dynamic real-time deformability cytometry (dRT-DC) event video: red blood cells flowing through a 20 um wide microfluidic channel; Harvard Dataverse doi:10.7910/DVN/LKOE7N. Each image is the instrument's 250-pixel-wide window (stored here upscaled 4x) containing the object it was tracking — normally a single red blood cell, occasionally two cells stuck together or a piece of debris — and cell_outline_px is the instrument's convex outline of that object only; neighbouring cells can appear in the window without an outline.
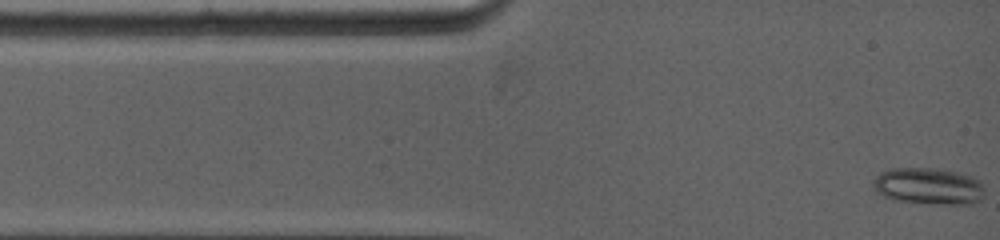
{"species": "common noctule bat (a hibernating species)", "species_latin": "Nyctalus noctula", "temperature_condition": "warm", "stored_images_in_passage": 32, "camera_frame_rate_fps": 5000, "um_per_image_px": 0.085, "animal": {"sex": "female", "body_mass_g": 19.0, "forearm_length_mm": 53.3}, "frame": {"image": 1, "passage_image": 1, "time_ms": 0.0, "image_size_px": [1000, 240], "cell_outline_px": [[984, 196], [980, 200], [972, 204], [940, 204], [892, 200], [876, 192], [872, 188], [872, 184], [876, 176], [880, 172], [892, 168], [936, 168], [964, 172], [980, 180], [984, 188]], "centroid_in_image_um": [78.95, 15.81], "position_along_channel_um": 6.1, "area_um2": 24.33}}
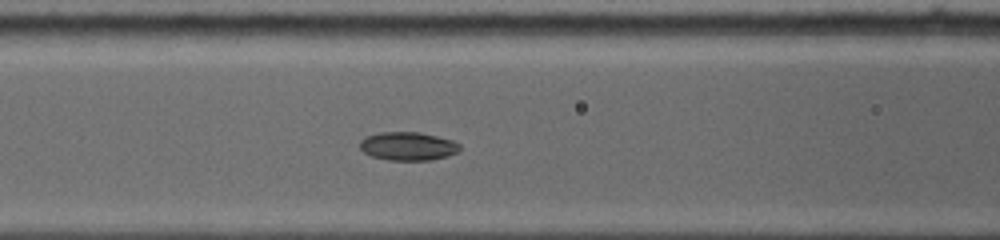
{"frame": {"image": 2, "passage_image": 24, "time_ms": 4.4, "image_size_px": [1000, 240], "cell_outline_px": [[460, 148], [456, 152], [448, 156], [432, 160], [388, 160], [372, 156], [364, 152], [360, 148], [360, 140], [368, 136], [380, 132], [420, 132], [452, 140], [460, 144]], "centroid_in_image_um": [34.68, 12.43], "position_along_channel_um": 131.9, "area_um2": 16.47}}
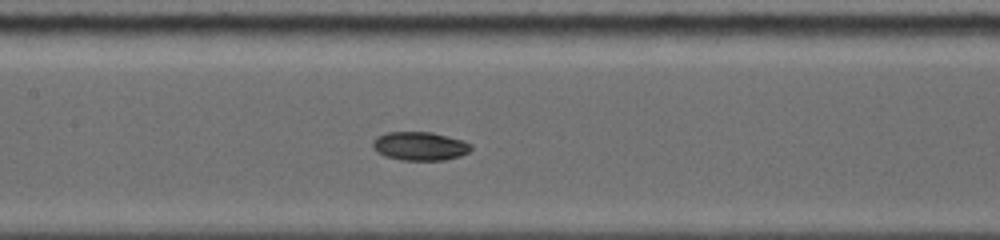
{"frame": {"image": 3, "passage_image": 29, "time_ms": 5.4, "image_size_px": [1000, 240], "cell_outline_px": [[472, 148], [468, 152], [460, 156], [444, 160], [400, 160], [384, 156], [376, 152], [372, 148], [372, 140], [376, 136], [388, 132], [432, 132], [464, 140], [472, 144]], "centroid_in_image_um": [35.67, 12.42], "position_along_channel_um": 171.7, "area_um2": 16.65}}